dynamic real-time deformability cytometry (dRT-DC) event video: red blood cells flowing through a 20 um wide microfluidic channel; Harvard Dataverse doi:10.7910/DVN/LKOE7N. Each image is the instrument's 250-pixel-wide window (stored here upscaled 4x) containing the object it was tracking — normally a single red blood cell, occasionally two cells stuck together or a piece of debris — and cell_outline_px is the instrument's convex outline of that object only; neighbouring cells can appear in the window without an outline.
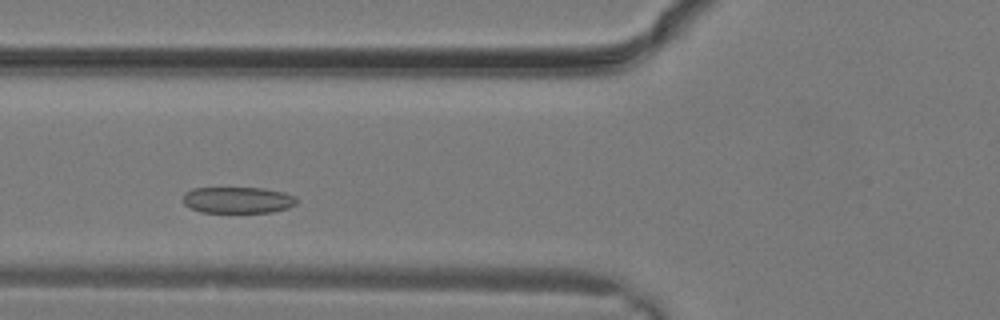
{"species": "common noctule bat (a hibernating species)", "species_latin": "Nyctalus noctula", "temperature_condition": "warm", "stored_images_in_passage": 21, "camera_frame_rate_fps": 3000, "um_per_image_px": 0.085, "animal": {"sex": "male", "body_mass_g": 19.2, "forearm_length_mm": 51.8}, "frame": {"image": 1, "passage_image": 3, "time_ms": 0.667, "image_size_px": [1000, 320], "cell_outline_px": [[296, 204], [288, 208], [272, 212], [200, 212], [184, 204], [184, 192], [192, 188], [264, 188], [284, 192], [296, 196]], "centroid_in_image_um": [20.23, 17.0], "position_along_channel_um": 105.6, "area_um2": 17.46}}
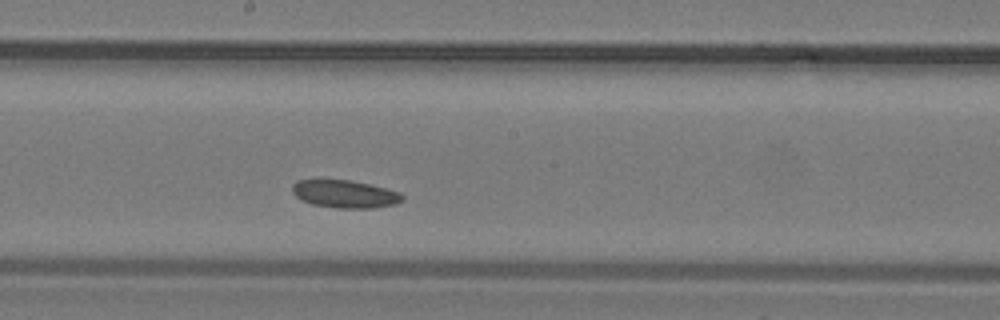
{"frame": {"image": 2, "passage_image": 8, "time_ms": 2.333, "image_size_px": [1000, 320], "cell_outline_px": [[404, 200], [396, 204], [372, 208], [336, 208], [312, 204], [300, 200], [292, 192], [292, 184], [296, 180], [348, 180], [368, 184], [400, 192], [404, 196]], "centroid_in_image_um": [29.3, 16.5], "position_along_channel_um": 218.9, "area_um2": 17.8}}
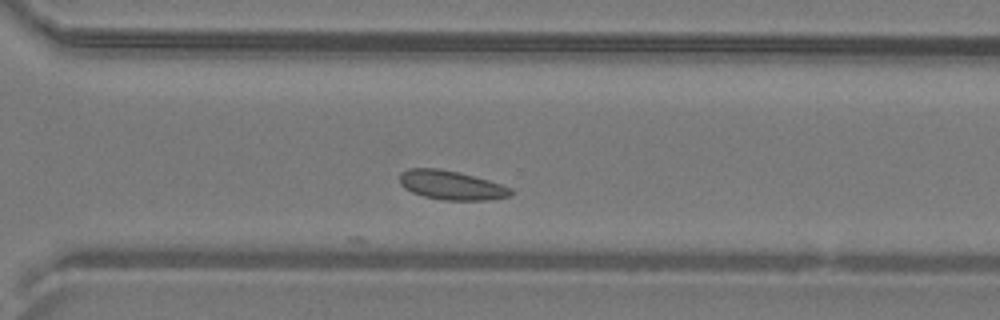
{"frame": {"image": 3, "passage_image": 13, "time_ms": 4.0, "image_size_px": [1000, 320], "cell_outline_px": [[512, 196], [492, 200], [444, 200], [424, 196], [412, 192], [404, 188], [400, 184], [400, 172], [408, 168], [436, 168], [460, 172], [488, 180], [512, 188]], "centroid_in_image_um": [38.37, 15.74], "position_along_channel_um": 332.2, "area_um2": 18.96}}